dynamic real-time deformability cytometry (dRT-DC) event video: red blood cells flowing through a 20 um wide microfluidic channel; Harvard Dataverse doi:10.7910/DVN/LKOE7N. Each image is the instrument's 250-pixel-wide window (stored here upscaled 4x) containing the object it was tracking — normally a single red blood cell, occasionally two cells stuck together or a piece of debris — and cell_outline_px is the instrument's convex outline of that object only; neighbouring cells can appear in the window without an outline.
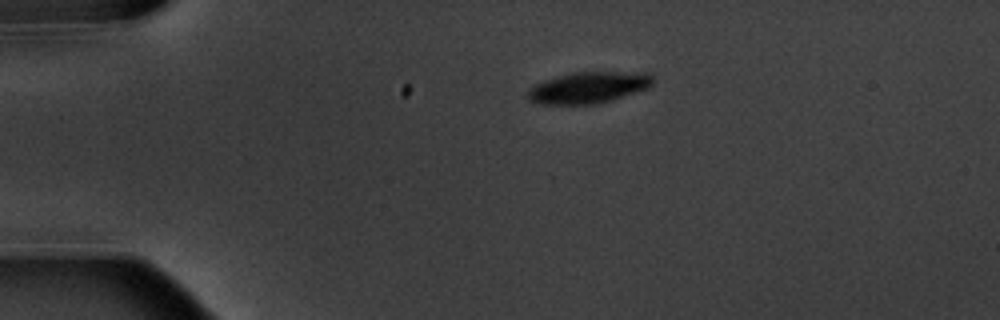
{"species": "common noctule bat (a hibernating species)", "species_latin": "Nyctalus noctula", "temperature_condition": "warm", "stored_images_in_passage": 5, "camera_frame_rate_fps": 3000, "um_per_image_px": 0.085, "animal": {"sex": "male", "body_mass_g": 20.1, "forearm_length_mm": 53.5}, "frame": {"image": 1, "passage_image": 1, "time_ms": 0.0, "image_size_px": [1000, 320], "cell_outline_px": [[652, 84], [648, 88], [612, 100], [592, 104], [540, 104], [528, 100], [528, 88], [544, 80], [572, 72], [648, 72], [652, 76]], "centroid_in_image_um": [50.01, 7.43], "position_along_channel_um": 35.0, "area_um2": 22.83}}
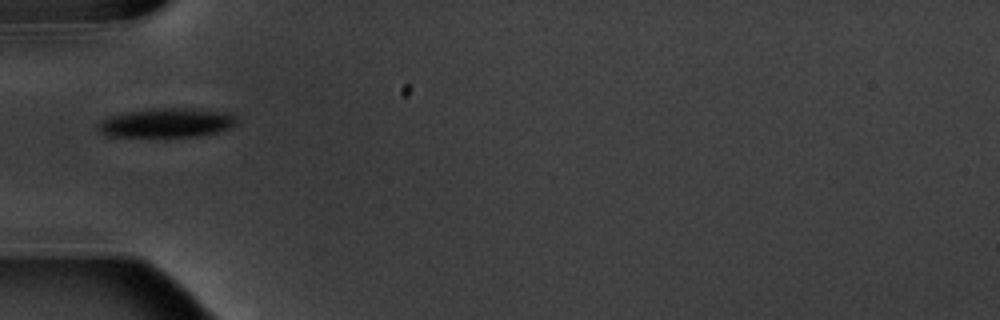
{"frame": {"image": 2, "passage_image": 3, "time_ms": 2.333, "image_size_px": [1000, 320], "cell_outline_px": [[236, 124], [228, 128], [216, 132], [196, 136], [108, 136], [96, 128], [96, 124], [100, 120], [108, 116], [128, 112], [152, 108], [200, 108], [228, 112], [236, 116]], "centroid_in_image_um": [14.16, 10.41], "position_along_channel_um": 70.8, "area_um2": 23.64}}